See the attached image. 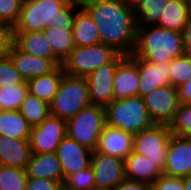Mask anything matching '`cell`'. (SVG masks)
Masks as SVG:
<instances>
[{"mask_svg":"<svg viewBox=\"0 0 191 190\" xmlns=\"http://www.w3.org/2000/svg\"><path fill=\"white\" fill-rule=\"evenodd\" d=\"M98 27L100 41L119 54L130 56L137 34L136 12L123 0H80Z\"/></svg>","mask_w":191,"mask_h":190,"instance_id":"cell-1","label":"cell"},{"mask_svg":"<svg viewBox=\"0 0 191 190\" xmlns=\"http://www.w3.org/2000/svg\"><path fill=\"white\" fill-rule=\"evenodd\" d=\"M80 0H23L14 31H43L47 27L73 28Z\"/></svg>","mask_w":191,"mask_h":190,"instance_id":"cell-2","label":"cell"},{"mask_svg":"<svg viewBox=\"0 0 191 190\" xmlns=\"http://www.w3.org/2000/svg\"><path fill=\"white\" fill-rule=\"evenodd\" d=\"M133 54L148 62H160L183 56V33L158 25L137 26Z\"/></svg>","mask_w":191,"mask_h":190,"instance_id":"cell-3","label":"cell"},{"mask_svg":"<svg viewBox=\"0 0 191 190\" xmlns=\"http://www.w3.org/2000/svg\"><path fill=\"white\" fill-rule=\"evenodd\" d=\"M104 108L106 125L132 134L139 133L154 124L149 117L143 97L140 96L113 100Z\"/></svg>","mask_w":191,"mask_h":190,"instance_id":"cell-4","label":"cell"},{"mask_svg":"<svg viewBox=\"0 0 191 190\" xmlns=\"http://www.w3.org/2000/svg\"><path fill=\"white\" fill-rule=\"evenodd\" d=\"M90 104L86 78L64 73L58 92L49 103L50 115L67 121Z\"/></svg>","mask_w":191,"mask_h":190,"instance_id":"cell-5","label":"cell"},{"mask_svg":"<svg viewBox=\"0 0 191 190\" xmlns=\"http://www.w3.org/2000/svg\"><path fill=\"white\" fill-rule=\"evenodd\" d=\"M105 125L104 106L90 104L66 121V134L80 145L95 151Z\"/></svg>","mask_w":191,"mask_h":190,"instance_id":"cell-6","label":"cell"},{"mask_svg":"<svg viewBox=\"0 0 191 190\" xmlns=\"http://www.w3.org/2000/svg\"><path fill=\"white\" fill-rule=\"evenodd\" d=\"M118 54L102 42L83 47L75 46L63 61L62 67L68 75L86 78L101 65L111 62Z\"/></svg>","mask_w":191,"mask_h":190,"instance_id":"cell-7","label":"cell"},{"mask_svg":"<svg viewBox=\"0 0 191 190\" xmlns=\"http://www.w3.org/2000/svg\"><path fill=\"white\" fill-rule=\"evenodd\" d=\"M172 135L169 125L153 124L134 134L133 152L149 158L163 172L166 167L168 145Z\"/></svg>","mask_w":191,"mask_h":190,"instance_id":"cell-8","label":"cell"},{"mask_svg":"<svg viewBox=\"0 0 191 190\" xmlns=\"http://www.w3.org/2000/svg\"><path fill=\"white\" fill-rule=\"evenodd\" d=\"M150 119L154 124L170 125L181 106L178 89L167 84L143 97Z\"/></svg>","mask_w":191,"mask_h":190,"instance_id":"cell-9","label":"cell"},{"mask_svg":"<svg viewBox=\"0 0 191 190\" xmlns=\"http://www.w3.org/2000/svg\"><path fill=\"white\" fill-rule=\"evenodd\" d=\"M126 57L118 54L111 62L101 65L86 77L91 104L105 107L114 100V75L118 65Z\"/></svg>","mask_w":191,"mask_h":190,"instance_id":"cell-10","label":"cell"},{"mask_svg":"<svg viewBox=\"0 0 191 190\" xmlns=\"http://www.w3.org/2000/svg\"><path fill=\"white\" fill-rule=\"evenodd\" d=\"M95 177V190H115L126 178L125 160L92 151L91 165Z\"/></svg>","mask_w":191,"mask_h":190,"instance_id":"cell-11","label":"cell"},{"mask_svg":"<svg viewBox=\"0 0 191 190\" xmlns=\"http://www.w3.org/2000/svg\"><path fill=\"white\" fill-rule=\"evenodd\" d=\"M66 135V120L49 115L44 121L31 129L29 139L31 152H56L58 145Z\"/></svg>","mask_w":191,"mask_h":190,"instance_id":"cell-12","label":"cell"},{"mask_svg":"<svg viewBox=\"0 0 191 190\" xmlns=\"http://www.w3.org/2000/svg\"><path fill=\"white\" fill-rule=\"evenodd\" d=\"M138 69L140 85L138 96L144 97L158 87L170 84V60L148 62L133 53L127 56Z\"/></svg>","mask_w":191,"mask_h":190,"instance_id":"cell-13","label":"cell"},{"mask_svg":"<svg viewBox=\"0 0 191 190\" xmlns=\"http://www.w3.org/2000/svg\"><path fill=\"white\" fill-rule=\"evenodd\" d=\"M163 175L180 178L191 175V138L171 136Z\"/></svg>","mask_w":191,"mask_h":190,"instance_id":"cell-14","label":"cell"},{"mask_svg":"<svg viewBox=\"0 0 191 190\" xmlns=\"http://www.w3.org/2000/svg\"><path fill=\"white\" fill-rule=\"evenodd\" d=\"M56 153L61 163L64 181L76 172L91 165L92 151L67 135L58 145Z\"/></svg>","mask_w":191,"mask_h":190,"instance_id":"cell-15","label":"cell"},{"mask_svg":"<svg viewBox=\"0 0 191 190\" xmlns=\"http://www.w3.org/2000/svg\"><path fill=\"white\" fill-rule=\"evenodd\" d=\"M134 134L105 125L95 151L123 160L133 151Z\"/></svg>","mask_w":191,"mask_h":190,"instance_id":"cell-16","label":"cell"},{"mask_svg":"<svg viewBox=\"0 0 191 190\" xmlns=\"http://www.w3.org/2000/svg\"><path fill=\"white\" fill-rule=\"evenodd\" d=\"M8 56L26 82L49 73L58 66L53 60L31 55L15 45L12 46Z\"/></svg>","mask_w":191,"mask_h":190,"instance_id":"cell-17","label":"cell"},{"mask_svg":"<svg viewBox=\"0 0 191 190\" xmlns=\"http://www.w3.org/2000/svg\"><path fill=\"white\" fill-rule=\"evenodd\" d=\"M14 45L31 55L53 60L58 66H61L63 63L54 54L52 46L43 31H14Z\"/></svg>","mask_w":191,"mask_h":190,"instance_id":"cell-18","label":"cell"},{"mask_svg":"<svg viewBox=\"0 0 191 190\" xmlns=\"http://www.w3.org/2000/svg\"><path fill=\"white\" fill-rule=\"evenodd\" d=\"M140 77L137 66L126 57L117 67L113 82L114 100L138 96Z\"/></svg>","mask_w":191,"mask_h":190,"instance_id":"cell-19","label":"cell"},{"mask_svg":"<svg viewBox=\"0 0 191 190\" xmlns=\"http://www.w3.org/2000/svg\"><path fill=\"white\" fill-rule=\"evenodd\" d=\"M31 155L29 140L0 136V165L26 169Z\"/></svg>","mask_w":191,"mask_h":190,"instance_id":"cell-20","label":"cell"},{"mask_svg":"<svg viewBox=\"0 0 191 190\" xmlns=\"http://www.w3.org/2000/svg\"><path fill=\"white\" fill-rule=\"evenodd\" d=\"M25 170L27 177L51 179L64 183L61 163L56 152L32 153Z\"/></svg>","mask_w":191,"mask_h":190,"instance_id":"cell-21","label":"cell"},{"mask_svg":"<svg viewBox=\"0 0 191 190\" xmlns=\"http://www.w3.org/2000/svg\"><path fill=\"white\" fill-rule=\"evenodd\" d=\"M163 172L149 158L131 152L125 159V175L127 179L152 185Z\"/></svg>","mask_w":191,"mask_h":190,"instance_id":"cell-22","label":"cell"},{"mask_svg":"<svg viewBox=\"0 0 191 190\" xmlns=\"http://www.w3.org/2000/svg\"><path fill=\"white\" fill-rule=\"evenodd\" d=\"M72 32L76 47L89 46L101 42L98 27L83 6L77 10Z\"/></svg>","mask_w":191,"mask_h":190,"instance_id":"cell-23","label":"cell"},{"mask_svg":"<svg viewBox=\"0 0 191 190\" xmlns=\"http://www.w3.org/2000/svg\"><path fill=\"white\" fill-rule=\"evenodd\" d=\"M63 74L64 70L61 65L49 73L27 81L29 93L50 103L58 92Z\"/></svg>","mask_w":191,"mask_h":190,"instance_id":"cell-24","label":"cell"},{"mask_svg":"<svg viewBox=\"0 0 191 190\" xmlns=\"http://www.w3.org/2000/svg\"><path fill=\"white\" fill-rule=\"evenodd\" d=\"M31 129L19 110H0V136L29 140Z\"/></svg>","mask_w":191,"mask_h":190,"instance_id":"cell-25","label":"cell"},{"mask_svg":"<svg viewBox=\"0 0 191 190\" xmlns=\"http://www.w3.org/2000/svg\"><path fill=\"white\" fill-rule=\"evenodd\" d=\"M188 20L187 2H167L156 25L183 33Z\"/></svg>","mask_w":191,"mask_h":190,"instance_id":"cell-26","label":"cell"},{"mask_svg":"<svg viewBox=\"0 0 191 190\" xmlns=\"http://www.w3.org/2000/svg\"><path fill=\"white\" fill-rule=\"evenodd\" d=\"M73 28L47 27L44 35L52 46L54 54L63 62L74 49Z\"/></svg>","mask_w":191,"mask_h":190,"instance_id":"cell-27","label":"cell"},{"mask_svg":"<svg viewBox=\"0 0 191 190\" xmlns=\"http://www.w3.org/2000/svg\"><path fill=\"white\" fill-rule=\"evenodd\" d=\"M19 111L33 127L40 124L50 115V106L48 102L28 93Z\"/></svg>","mask_w":191,"mask_h":190,"instance_id":"cell-28","label":"cell"},{"mask_svg":"<svg viewBox=\"0 0 191 190\" xmlns=\"http://www.w3.org/2000/svg\"><path fill=\"white\" fill-rule=\"evenodd\" d=\"M28 84H22L0 88V110H19L26 98Z\"/></svg>","mask_w":191,"mask_h":190,"instance_id":"cell-29","label":"cell"},{"mask_svg":"<svg viewBox=\"0 0 191 190\" xmlns=\"http://www.w3.org/2000/svg\"><path fill=\"white\" fill-rule=\"evenodd\" d=\"M163 0H144V2L135 10L137 26L156 25L161 17V12L166 6Z\"/></svg>","mask_w":191,"mask_h":190,"instance_id":"cell-30","label":"cell"},{"mask_svg":"<svg viewBox=\"0 0 191 190\" xmlns=\"http://www.w3.org/2000/svg\"><path fill=\"white\" fill-rule=\"evenodd\" d=\"M25 169L0 165V190H26Z\"/></svg>","mask_w":191,"mask_h":190,"instance_id":"cell-31","label":"cell"},{"mask_svg":"<svg viewBox=\"0 0 191 190\" xmlns=\"http://www.w3.org/2000/svg\"><path fill=\"white\" fill-rule=\"evenodd\" d=\"M170 84L178 88L191 79V58L186 55L172 58L169 65Z\"/></svg>","mask_w":191,"mask_h":190,"instance_id":"cell-32","label":"cell"},{"mask_svg":"<svg viewBox=\"0 0 191 190\" xmlns=\"http://www.w3.org/2000/svg\"><path fill=\"white\" fill-rule=\"evenodd\" d=\"M63 190H95L93 168L89 166L70 175L63 183Z\"/></svg>","mask_w":191,"mask_h":190,"instance_id":"cell-33","label":"cell"},{"mask_svg":"<svg viewBox=\"0 0 191 190\" xmlns=\"http://www.w3.org/2000/svg\"><path fill=\"white\" fill-rule=\"evenodd\" d=\"M169 126L172 134L191 138V104H181Z\"/></svg>","mask_w":191,"mask_h":190,"instance_id":"cell-34","label":"cell"},{"mask_svg":"<svg viewBox=\"0 0 191 190\" xmlns=\"http://www.w3.org/2000/svg\"><path fill=\"white\" fill-rule=\"evenodd\" d=\"M25 80L7 57L0 58V88L24 83Z\"/></svg>","mask_w":191,"mask_h":190,"instance_id":"cell-35","label":"cell"},{"mask_svg":"<svg viewBox=\"0 0 191 190\" xmlns=\"http://www.w3.org/2000/svg\"><path fill=\"white\" fill-rule=\"evenodd\" d=\"M23 0H0V20L14 27L20 17Z\"/></svg>","mask_w":191,"mask_h":190,"instance_id":"cell-36","label":"cell"},{"mask_svg":"<svg viewBox=\"0 0 191 190\" xmlns=\"http://www.w3.org/2000/svg\"><path fill=\"white\" fill-rule=\"evenodd\" d=\"M26 190H63V183L44 178H27Z\"/></svg>","mask_w":191,"mask_h":190,"instance_id":"cell-37","label":"cell"},{"mask_svg":"<svg viewBox=\"0 0 191 190\" xmlns=\"http://www.w3.org/2000/svg\"><path fill=\"white\" fill-rule=\"evenodd\" d=\"M151 190H184L183 179L161 175L152 185Z\"/></svg>","mask_w":191,"mask_h":190,"instance_id":"cell-38","label":"cell"},{"mask_svg":"<svg viewBox=\"0 0 191 190\" xmlns=\"http://www.w3.org/2000/svg\"><path fill=\"white\" fill-rule=\"evenodd\" d=\"M14 45V27L4 24L0 27V58L7 57Z\"/></svg>","mask_w":191,"mask_h":190,"instance_id":"cell-39","label":"cell"},{"mask_svg":"<svg viewBox=\"0 0 191 190\" xmlns=\"http://www.w3.org/2000/svg\"><path fill=\"white\" fill-rule=\"evenodd\" d=\"M115 190H151V185L125 178Z\"/></svg>","mask_w":191,"mask_h":190,"instance_id":"cell-40","label":"cell"},{"mask_svg":"<svg viewBox=\"0 0 191 190\" xmlns=\"http://www.w3.org/2000/svg\"><path fill=\"white\" fill-rule=\"evenodd\" d=\"M178 96L182 104H191V79L178 88Z\"/></svg>","mask_w":191,"mask_h":190,"instance_id":"cell-41","label":"cell"},{"mask_svg":"<svg viewBox=\"0 0 191 190\" xmlns=\"http://www.w3.org/2000/svg\"><path fill=\"white\" fill-rule=\"evenodd\" d=\"M184 37V55L191 58V18H189L187 25L183 31Z\"/></svg>","mask_w":191,"mask_h":190,"instance_id":"cell-42","label":"cell"},{"mask_svg":"<svg viewBox=\"0 0 191 190\" xmlns=\"http://www.w3.org/2000/svg\"><path fill=\"white\" fill-rule=\"evenodd\" d=\"M130 8L136 10L144 0H123Z\"/></svg>","mask_w":191,"mask_h":190,"instance_id":"cell-43","label":"cell"},{"mask_svg":"<svg viewBox=\"0 0 191 190\" xmlns=\"http://www.w3.org/2000/svg\"><path fill=\"white\" fill-rule=\"evenodd\" d=\"M184 190H191V175L183 177Z\"/></svg>","mask_w":191,"mask_h":190,"instance_id":"cell-44","label":"cell"},{"mask_svg":"<svg viewBox=\"0 0 191 190\" xmlns=\"http://www.w3.org/2000/svg\"><path fill=\"white\" fill-rule=\"evenodd\" d=\"M187 6H188V15L189 18H191V0H187Z\"/></svg>","mask_w":191,"mask_h":190,"instance_id":"cell-45","label":"cell"},{"mask_svg":"<svg viewBox=\"0 0 191 190\" xmlns=\"http://www.w3.org/2000/svg\"><path fill=\"white\" fill-rule=\"evenodd\" d=\"M166 2H187V0H163Z\"/></svg>","mask_w":191,"mask_h":190,"instance_id":"cell-46","label":"cell"},{"mask_svg":"<svg viewBox=\"0 0 191 190\" xmlns=\"http://www.w3.org/2000/svg\"><path fill=\"white\" fill-rule=\"evenodd\" d=\"M4 24H3V22L0 20V27H2Z\"/></svg>","mask_w":191,"mask_h":190,"instance_id":"cell-47","label":"cell"}]
</instances>
